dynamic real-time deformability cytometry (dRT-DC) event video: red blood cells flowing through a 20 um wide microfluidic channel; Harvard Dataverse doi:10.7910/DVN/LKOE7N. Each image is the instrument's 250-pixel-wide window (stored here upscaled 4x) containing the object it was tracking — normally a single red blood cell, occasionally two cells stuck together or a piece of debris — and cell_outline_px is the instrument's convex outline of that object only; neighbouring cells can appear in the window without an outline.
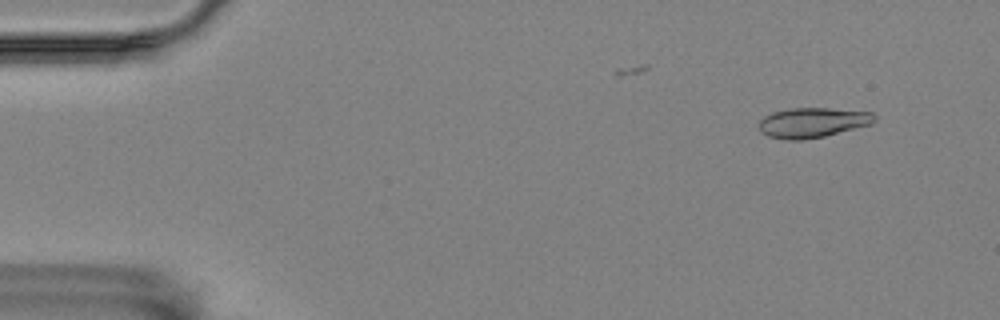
{"species": "Egyptian fruit bat (a non-hibernating species)", "species_latin": "Rousettus aegyptiacus", "temperature_condition": "room temperature", "stored_images_in_passage": 10, "camera_frame_rate_fps": 3000, "um_per_image_px": 0.085, "animal": {"sex": "female"}, "frame": {"image": 1, "passage_image": 2, "time_ms": 0.333, "image_size_px": [1000, 320], "cell_outline_px": [[876, 120], [872, 124], [824, 136], [804, 140], [784, 140], [768, 136], [760, 132], [760, 120], [764, 116], [772, 112], [792, 108], [828, 108], [872, 112], [876, 116]], "centroid_in_image_um": [69.07, 10.42], "position_along_channel_um": 15.9, "area_um2": 20.23}}